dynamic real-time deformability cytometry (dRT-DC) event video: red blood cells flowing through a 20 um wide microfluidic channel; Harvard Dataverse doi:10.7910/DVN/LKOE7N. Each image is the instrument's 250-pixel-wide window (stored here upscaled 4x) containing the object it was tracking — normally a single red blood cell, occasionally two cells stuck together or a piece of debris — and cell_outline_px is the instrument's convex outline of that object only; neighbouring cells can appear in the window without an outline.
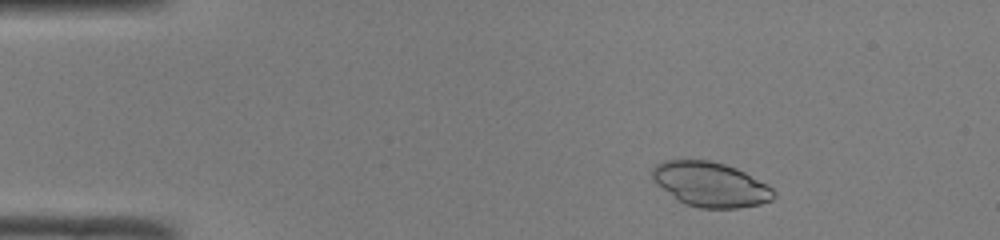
{"species": "common noctule bat (a hibernating species)", "species_latin": "Nyctalus noctula", "temperature_condition": "room temperature", "stored_images_in_passage": 47, "camera_frame_rate_fps": 3000, "um_per_image_px": 0.085, "animal": {"sex": "male", "body_mass_g": 19.0, "forearm_length_mm": 50.8}, "frame": {"image": 1, "passage_image": 5, "time_ms": 1.333, "image_size_px": [1000, 240], "cell_outline_px": [[776, 196], [772, 200], [760, 204], [736, 208], [700, 208], [684, 204], [652, 180], [652, 168], [656, 164], [664, 160], [708, 160], [724, 164], [736, 168], [744, 172], [772, 188], [776, 192]], "centroid_in_image_um": [60.38, 15.67], "position_along_channel_um": 24.6, "area_um2": 31.39}}